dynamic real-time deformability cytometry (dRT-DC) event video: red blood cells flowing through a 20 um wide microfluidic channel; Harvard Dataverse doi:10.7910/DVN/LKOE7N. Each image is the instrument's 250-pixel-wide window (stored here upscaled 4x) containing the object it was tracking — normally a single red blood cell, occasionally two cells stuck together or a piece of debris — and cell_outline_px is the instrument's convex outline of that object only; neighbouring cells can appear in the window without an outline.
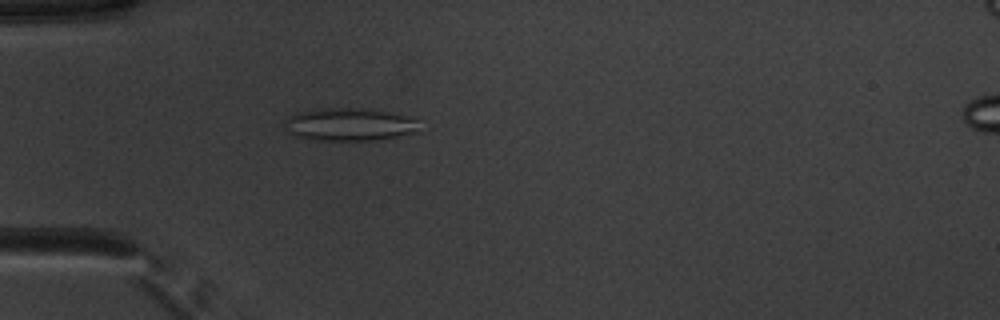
{"species": "common noctule bat (a hibernating species)", "species_latin": "Nyctalus noctula", "temperature_condition": "warm", "stored_images_in_passage": 40, "camera_frame_rate_fps": 3000, "um_per_image_px": 0.085, "animal": {"sex": "male", "body_mass_g": 20.1, "forearm_length_mm": 53.5}, "frame": {"image": 1, "passage_image": 4, "time_ms": 1.0, "image_size_px": [1000, 320], "cell_outline_px": [[420, 132], [380, 140], [316, 140], [296, 136], [288, 132], [288, 116], [296, 112], [324, 108], [348, 108], [388, 112], [420, 116]], "centroid_in_image_um": [29.87, 10.58], "position_along_channel_um": 55.1, "area_um2": 26.01}}
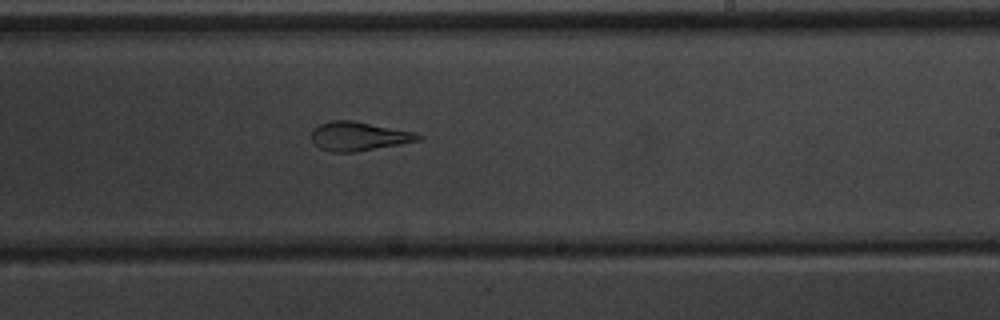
{"frame": {"image": 2, "passage_image": 20, "time_ms": 6.333, "image_size_px": [1000, 320], "cell_outline_px": [[420, 140], [400, 144], [356, 152], [328, 152], [320, 148], [312, 140], [312, 128], [320, 124], [332, 120], [352, 120], [412, 132], [420, 136]], "centroid_in_image_um": [30.42, 11.59], "position_along_channel_um": 258.6, "area_um2": 17.74}}
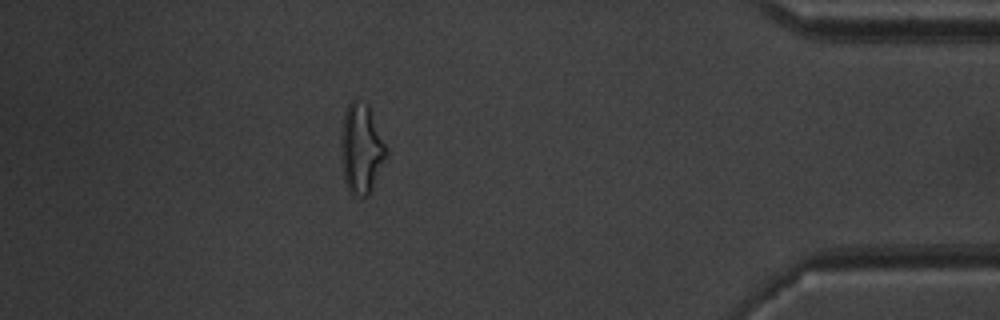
{"frame": {"image": 3, "passage_image": 34, "time_ms": 11.0, "image_size_px": [1000, 320], "cell_outline_px": [[388, 156], [368, 196], [352, 196], [344, 180], [340, 144], [340, 136], [344, 112], [348, 104], [352, 100], [356, 100], [368, 104], [388, 152]], "centroid_in_image_um": [30.7, 12.65], "position_along_channel_um": 404.5, "area_um2": 23.76}, "authors_computed_cell_mechanics": {"area_um2": 19.652, "velocity_mm_per_s": 3.9772, "shape_relaxation_time_tau1_ms": null, "shape_relaxation_time_tau2_ms": 2.0531, "deformation_change_tau1": null, "deformation_change_tau2": 0.1066}}